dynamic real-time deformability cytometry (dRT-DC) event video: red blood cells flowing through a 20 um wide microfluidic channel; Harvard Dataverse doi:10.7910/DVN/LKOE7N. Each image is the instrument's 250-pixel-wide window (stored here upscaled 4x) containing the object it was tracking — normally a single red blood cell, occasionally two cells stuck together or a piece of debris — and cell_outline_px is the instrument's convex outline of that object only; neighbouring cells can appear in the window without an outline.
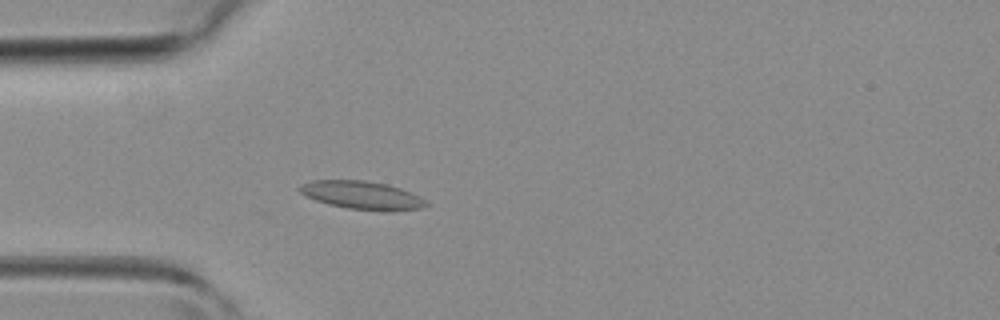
{"species": "common noctule bat (a hibernating species)", "species_latin": "Nyctalus noctula", "temperature_condition": "room temperature", "stored_images_in_passage": 43, "camera_frame_rate_fps": 3000, "um_per_image_px": 0.085, "animal": {"sex": "female", "body_mass_g": 19.3, "forearm_length_mm": 54.1}, "frame": {"image": 1, "passage_image": 11, "time_ms": 3.333, "image_size_px": [1000, 320], "cell_outline_px": [[428, 204], [424, 208], [392, 212], [388, 212], [348, 208], [328, 204], [316, 200], [300, 192], [296, 188], [300, 184], [312, 180], [364, 180], [388, 184], [412, 192], [420, 196]], "centroid_in_image_um": [30.8, 16.6], "position_along_channel_um": 54.2, "area_um2": 21.04}}
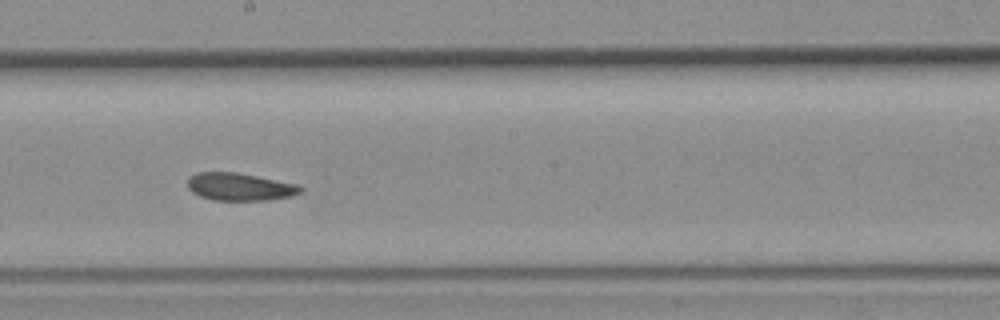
{"frame": {"image": 2, "passage_image": 23, "time_ms": 7.333, "image_size_px": [1000, 320], "cell_outline_px": [[304, 188], [300, 192], [288, 196], [268, 200], [212, 200], [200, 196], [192, 192], [188, 188], [188, 176], [196, 172], [236, 172], [296, 184]], "centroid_in_image_um": [20.32, 15.87], "position_along_channel_um": 227.9, "area_um2": 18.03}}
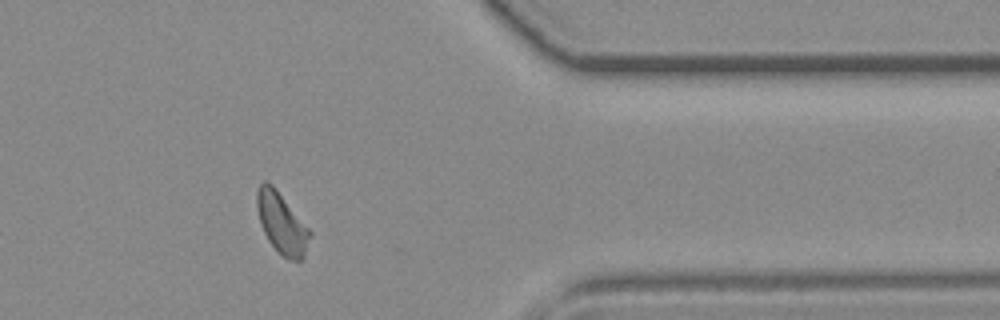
{"frame": {"image": 3, "passage_image": 35, "time_ms": 11.333, "image_size_px": [1000, 320], "cell_outline_px": [[312, 232], [304, 256], [300, 260], [288, 260], [268, 240], [260, 224], [256, 208], [256, 192], [260, 184], [264, 180], [272, 184], [276, 188]], "centroid_in_image_um": [23.93, 18.94], "position_along_channel_um": 387.5, "area_um2": 18.67}}